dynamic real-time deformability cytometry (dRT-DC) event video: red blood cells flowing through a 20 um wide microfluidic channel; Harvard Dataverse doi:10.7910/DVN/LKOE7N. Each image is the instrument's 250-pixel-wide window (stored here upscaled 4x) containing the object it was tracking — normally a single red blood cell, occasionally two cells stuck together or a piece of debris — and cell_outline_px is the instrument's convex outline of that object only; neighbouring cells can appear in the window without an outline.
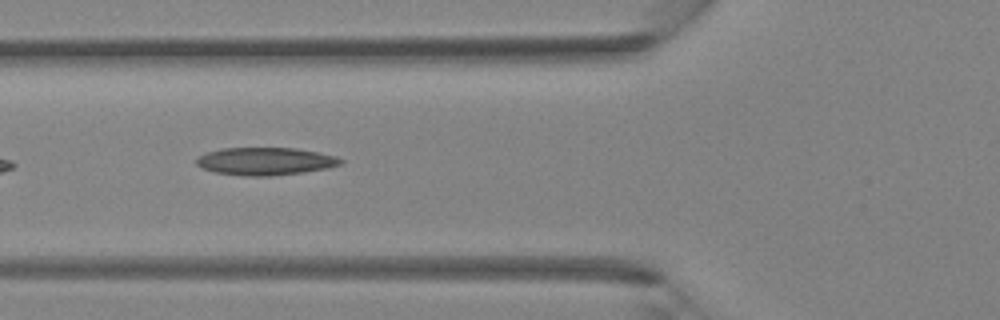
{"species": "Egyptian fruit bat (a non-hibernating species)", "species_latin": "Rousettus aegyptiacus", "temperature_condition": "room temperature", "stored_images_in_passage": 13, "camera_frame_rate_fps": 3000, "um_per_image_px": 0.085, "animal": {"sex": "female"}, "frame": {"image": 1, "passage_image": 6, "time_ms": 1.667, "image_size_px": [1000, 320], "cell_outline_px": [[344, 160], [340, 164], [328, 168], [272, 176], [244, 176], [216, 172], [204, 168], [196, 164], [196, 160], [200, 156], [208, 152], [224, 148], [296, 148], [320, 152], [336, 156]], "centroid_in_image_um": [22.59, 13.7], "position_along_channel_um": 103.2, "area_um2": 23.06}}